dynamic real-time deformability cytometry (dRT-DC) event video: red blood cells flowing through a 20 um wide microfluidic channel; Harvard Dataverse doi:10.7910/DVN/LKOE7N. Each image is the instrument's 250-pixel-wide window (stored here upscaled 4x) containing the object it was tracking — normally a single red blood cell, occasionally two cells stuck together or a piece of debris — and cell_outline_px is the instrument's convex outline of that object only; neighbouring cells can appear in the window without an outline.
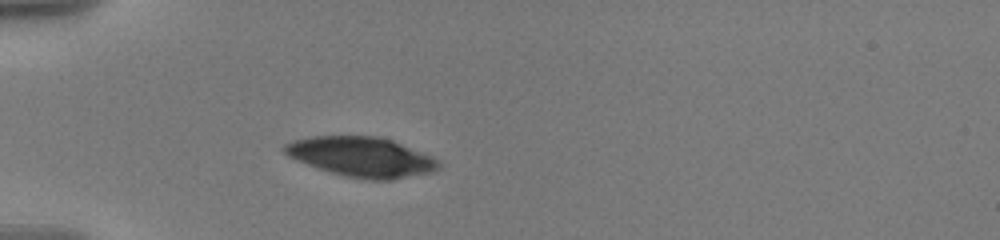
{"species": "human", "species_latin": "Homo sapiens", "temperature_condition": "warm", "stored_images_in_passage": 36, "camera_frame_rate_fps": 3000, "um_per_image_px": 0.085, "donor": {"sex": "male"}, "frame": {"image": 1, "passage_image": 6, "time_ms": 2.0, "image_size_px": [1000, 240], "cell_outline_px": [[440, 168], [432, 172], [392, 180], [372, 180], [344, 176], [296, 160], [288, 156], [284, 152], [284, 144], [296, 140], [312, 136], [376, 136], [392, 140], [428, 156], [436, 160], [440, 164]], "centroid_in_image_um": [30.71, 13.34], "position_along_channel_um": 54.3, "area_um2": 35.14}}
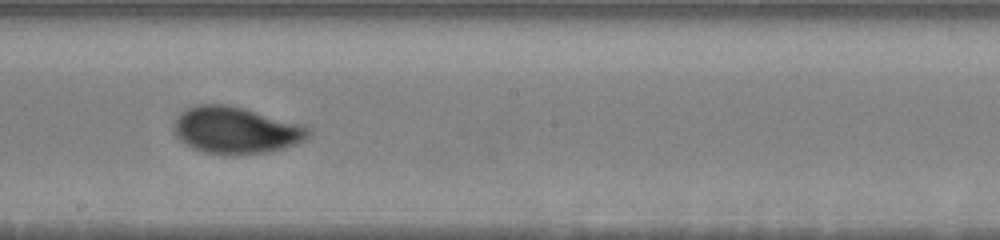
{"frame": {"image": 2, "passage_image": 20, "time_ms": 7.333, "image_size_px": [1000, 240], "cell_outline_px": [[312, 132], [304, 140], [296, 144], [284, 148], [268, 152], [236, 156], [224, 156], [204, 152], [192, 148], [180, 140], [176, 136], [176, 120], [180, 112], [196, 104], [224, 104], [244, 108], [296, 124], [308, 128]], "centroid_in_image_um": [20.01, 11.1], "position_along_channel_um": 228.2, "area_um2": 36.47}}
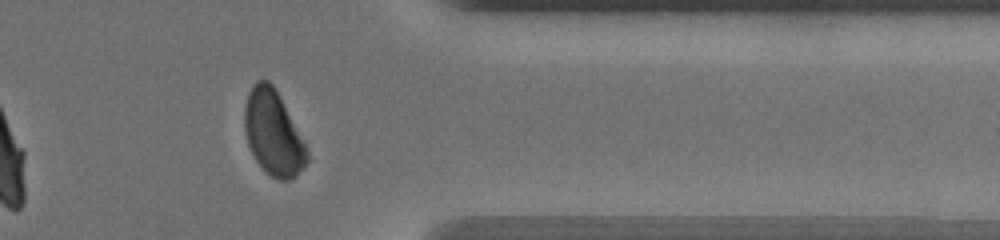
{"frame": {"image": 3, "passage_image": 32, "time_ms": 12.0, "image_size_px": [1000, 240], "cell_outline_px": [[308, 160], [304, 168], [296, 176], [288, 180], [276, 180], [256, 160], [248, 144], [244, 128], [244, 108], [248, 92], [252, 84], [256, 80], [268, 80], [272, 84], [280, 96], [308, 152]], "centroid_in_image_um": [23.2, 11.29], "position_along_channel_um": 388.2, "area_um2": 30.46}, "authors_computed_cell_mechanics": {"area_um2": 35.258, "velocity_mm_per_s": 3.5678, "shape_relaxation_time_tau1_ms": 3.1572, "shape_relaxation_time_tau2_ms": 1.0438, "deformation_change_tau1": 0.1509, "deformation_change_tau2": 0.0462}}